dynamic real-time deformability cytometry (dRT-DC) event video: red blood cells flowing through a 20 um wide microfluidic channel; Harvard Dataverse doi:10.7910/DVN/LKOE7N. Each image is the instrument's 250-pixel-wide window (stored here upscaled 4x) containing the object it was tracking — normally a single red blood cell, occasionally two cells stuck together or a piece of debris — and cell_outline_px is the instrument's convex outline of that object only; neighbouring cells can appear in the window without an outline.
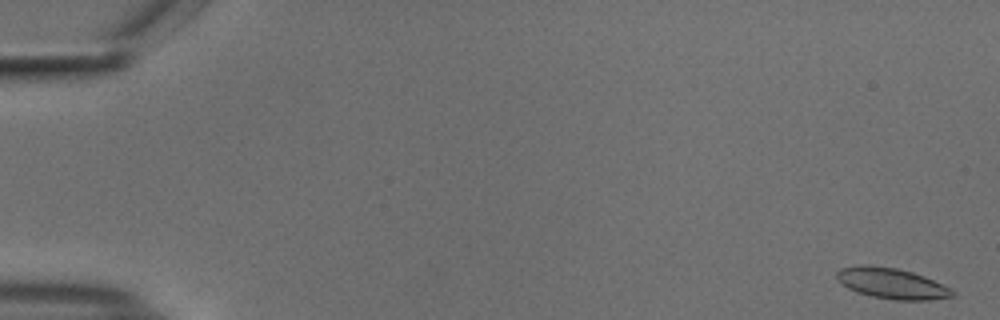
{"species": "common noctule bat (a hibernating species)", "species_latin": "Nyctalus noctula", "temperature_condition": "cold", "stored_images_in_passage": 14, "camera_frame_rate_fps": 3000, "um_per_image_px": 0.085, "animal": {"sex": "male", "body_mass_g": 18.8}, "frame": {"image": 1, "passage_image": 1, "time_ms": 0.0, "image_size_px": [1000, 320], "cell_outline_px": [[956, 296], [928, 300], [896, 300], [872, 296], [856, 292], [848, 288], [836, 276], [836, 272], [840, 268], [860, 264], [868, 264], [896, 268], [912, 272], [924, 276], [952, 288], [956, 292]], "centroid_in_image_um": [75.83, 24.08], "position_along_channel_um": 9.2, "area_um2": 20.81}}
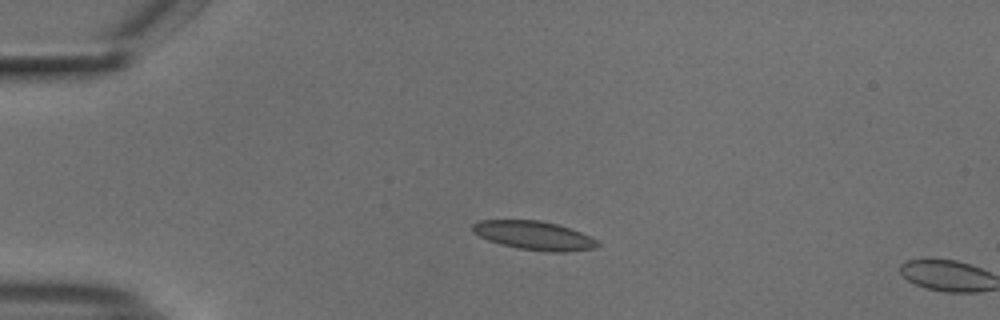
{"frame": {"image": 2, "passage_image": 13, "time_ms": 4.0, "image_size_px": [1000, 320], "cell_outline_px": [[600, 244], [596, 248], [568, 252], [548, 252], [520, 248], [500, 244], [488, 240], [472, 232], [472, 224], [480, 220], [540, 220], [556, 224], [580, 232], [596, 240]], "centroid_in_image_um": [45.38, 20.02], "position_along_channel_um": 39.6, "area_um2": 20.81}}